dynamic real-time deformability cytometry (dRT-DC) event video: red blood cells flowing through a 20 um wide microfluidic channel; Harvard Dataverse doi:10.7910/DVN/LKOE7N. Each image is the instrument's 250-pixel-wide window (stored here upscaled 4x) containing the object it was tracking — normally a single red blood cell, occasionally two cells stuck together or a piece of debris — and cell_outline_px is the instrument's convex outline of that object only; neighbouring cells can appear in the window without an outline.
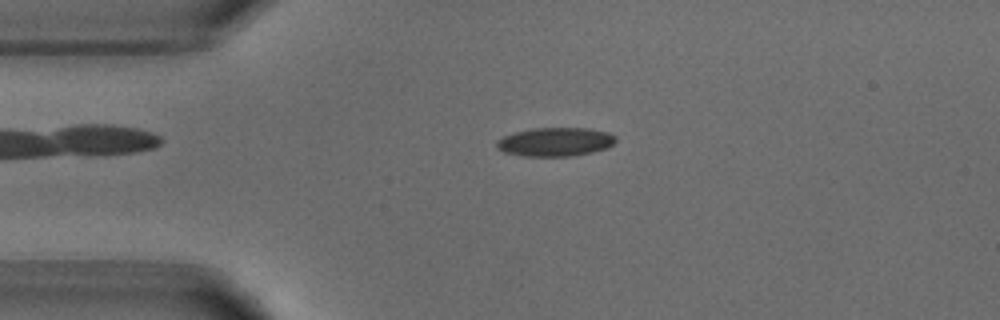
{"species": "common noctule bat (a hibernating species)", "species_latin": "Nyctalus noctula", "temperature_condition": "warm", "stored_images_in_passage": 50, "camera_frame_rate_fps": 3000, "um_per_image_px": 0.085, "animal": {"sex": "male", "body_mass_g": 18.8}, "frame": {"image": 1, "passage_image": 10, "time_ms": 3.0, "image_size_px": [1000, 320], "cell_outline_px": [[616, 140], [608, 148], [592, 152], [572, 156], [520, 156], [504, 152], [496, 148], [496, 140], [504, 136], [516, 132], [532, 128], [584, 128], [608, 132], [616, 136]], "centroid_in_image_um": [47.18, 12.06], "position_along_channel_um": 37.8, "area_um2": 20.0}}
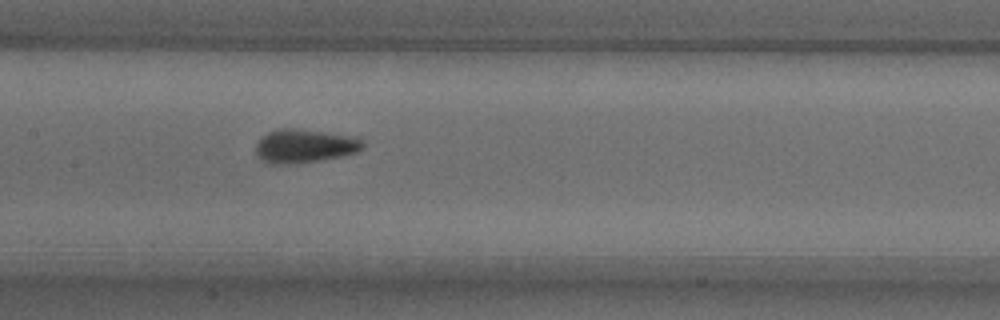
{"frame": {"image": 2, "passage_image": 23, "time_ms": 7.333, "image_size_px": [1000, 320], "cell_outline_px": [[364, 148], [356, 152], [344, 156], [296, 164], [268, 164], [260, 160], [256, 156], [256, 144], [268, 132], [276, 128], [292, 128], [356, 136], [364, 144]], "centroid_in_image_um": [25.87, 12.42], "position_along_channel_um": 181.5, "area_um2": 21.21}}
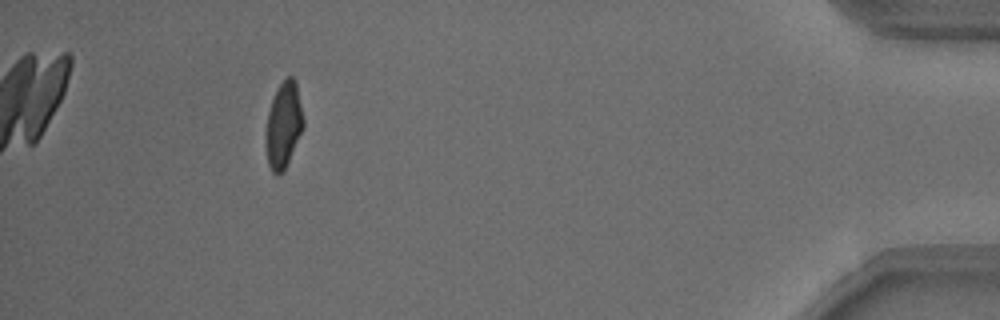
{"frame": {"image": 3, "passage_image": 46, "time_ms": 15.0, "image_size_px": [1000, 320], "cell_outline_px": [[304, 128], [284, 172], [276, 176], [272, 172], [268, 164], [264, 140], [264, 132], [268, 112], [272, 100], [280, 84], [288, 76], [292, 76], [296, 80], [304, 120]], "centroid_in_image_um": [24.09, 10.69], "position_along_channel_um": 411.1, "area_um2": 19.25}, "authors_computed_cell_mechanics": {"area_um2": 19.5075, "velocity_mm_per_s": 3.8404, "shape_relaxation_time_tau1_ms": 3.9432, "shape_relaxation_time_tau2_ms": 1.1569, "deformation_change_tau1": 0.1416, "deformation_change_tau2": 0.0684}}